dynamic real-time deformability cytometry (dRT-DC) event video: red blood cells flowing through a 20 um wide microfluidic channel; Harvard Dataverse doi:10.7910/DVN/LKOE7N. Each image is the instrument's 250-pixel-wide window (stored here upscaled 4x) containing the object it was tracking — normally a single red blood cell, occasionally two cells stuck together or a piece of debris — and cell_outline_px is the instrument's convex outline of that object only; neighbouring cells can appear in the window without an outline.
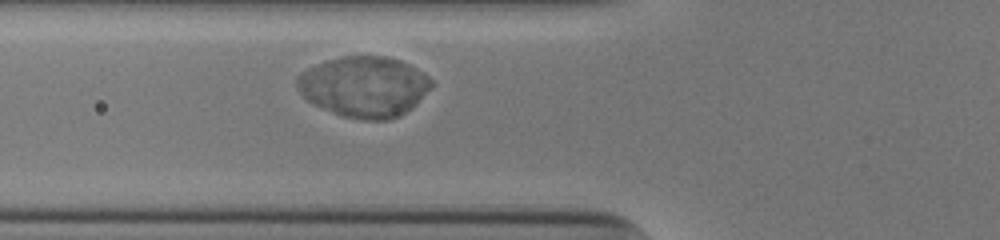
{"species": "human", "species_latin": "Homo sapiens", "temperature_condition": "cold", "stored_images_in_passage": 32, "camera_frame_rate_fps": 3000, "um_per_image_px": 0.085, "donor": {"sex": "male"}, "frame": {"image": 1, "passage_image": 6, "time_ms": 1.667, "image_size_px": [1000, 240], "cell_outline_px": [[432, 88], [412, 108], [400, 116], [388, 120], [364, 120], [340, 116], [308, 100], [296, 88], [296, 76], [300, 72], [324, 60], [344, 56], [384, 56], [400, 60], [416, 68], [428, 76], [432, 80]], "centroid_in_image_um": [30.96, 7.36], "position_along_channel_um": 94.8, "area_um2": 47.74}}
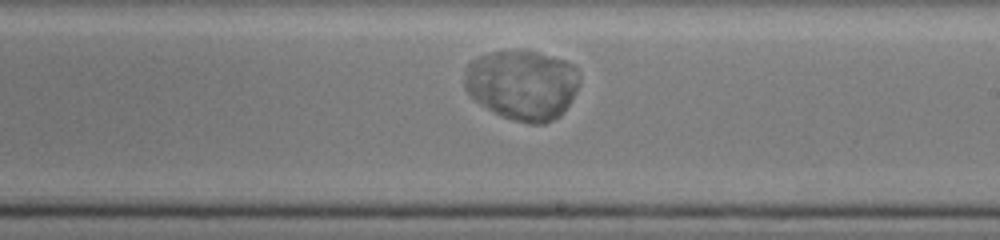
{"frame": {"image": 2, "passage_image": 18, "time_ms": 5.667, "image_size_px": [1000, 240], "cell_outline_px": [[580, 84], [576, 92], [560, 116], [544, 124], [528, 124], [504, 116], [488, 108], [476, 100], [464, 88], [464, 76], [468, 64], [472, 60], [480, 56], [492, 52], [536, 52], [564, 60], [576, 64], [580, 76]], "centroid_in_image_um": [44.44, 7.21], "position_along_channel_um": 244.6, "area_um2": 46.59}}
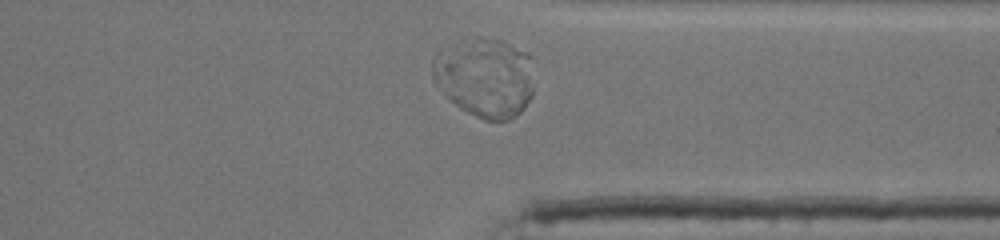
{"frame": {"image": 3, "passage_image": 28, "time_ms": 9.0, "image_size_px": [1000, 240], "cell_outline_px": [[532, 96], [524, 108], [516, 116], [508, 120], [484, 120], [460, 108], [444, 92], [432, 76], [432, 60], [436, 52], [476, 36], [480, 36], [500, 40], [528, 52], [532, 56]], "centroid_in_image_um": [41.26, 6.56], "position_along_channel_um": 370.1, "area_um2": 46.88}, "authors_computed_cell_mechanics": {"area_um2": 47.2515, "velocity_mm_per_s": 3.7633, "shape_relaxation_time_tau1_ms": 2.8132, "shape_relaxation_time_tau2_ms": null, "deformation_change_tau1": 0.0935, "deformation_change_tau2": null}}